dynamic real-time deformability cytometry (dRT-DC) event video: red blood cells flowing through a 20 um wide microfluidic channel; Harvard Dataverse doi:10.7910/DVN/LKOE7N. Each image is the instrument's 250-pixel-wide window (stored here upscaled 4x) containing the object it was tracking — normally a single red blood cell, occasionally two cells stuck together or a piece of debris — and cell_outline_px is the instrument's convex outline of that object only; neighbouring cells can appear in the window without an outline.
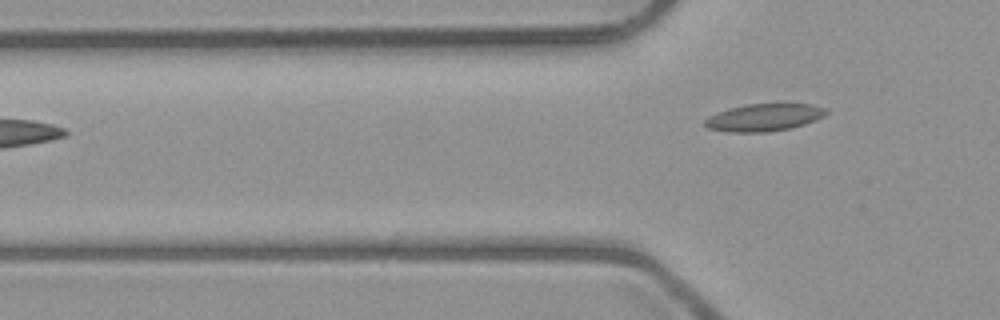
{"species": "common noctule bat (a hibernating species)", "species_latin": "Nyctalus noctula", "temperature_condition": "room temperature", "stored_images_in_passage": 5, "camera_frame_rate_fps": 3000, "um_per_image_px": 0.085, "animal": {"sex": "male", "body_mass_g": 23.1, "forearm_length_mm": 52.7}, "frame": {"image": 1, "passage_image": 5, "time_ms": 4.667, "image_size_px": [1000, 320], "cell_outline_px": [[828, 112], [824, 116], [804, 124], [792, 128], [768, 132], [728, 132], [708, 128], [704, 124], [704, 120], [708, 116], [716, 112], [728, 108], [744, 104], [812, 104], [824, 108]], "centroid_in_image_um": [64.9, 9.98], "position_along_channel_um": 60.9, "area_um2": 19.42}}